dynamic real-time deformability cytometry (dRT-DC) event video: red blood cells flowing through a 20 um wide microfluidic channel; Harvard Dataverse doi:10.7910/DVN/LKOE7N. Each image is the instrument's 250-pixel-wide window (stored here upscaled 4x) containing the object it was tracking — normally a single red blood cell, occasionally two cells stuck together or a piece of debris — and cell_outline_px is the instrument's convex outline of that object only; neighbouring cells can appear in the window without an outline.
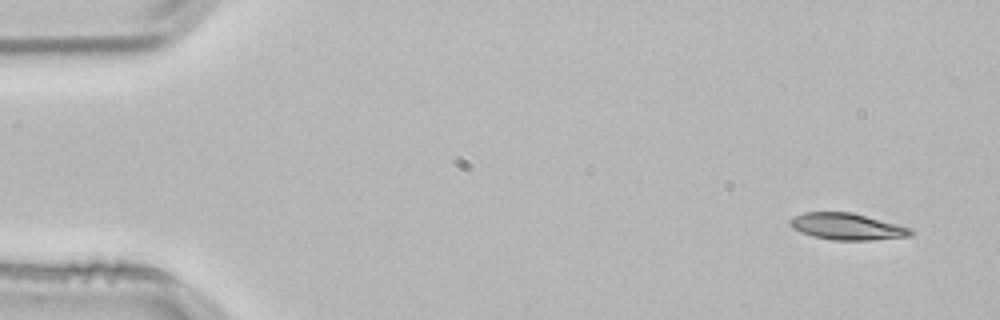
{"species": "common noctule bat (a hibernating species)", "species_latin": "Nyctalus noctula", "temperature_condition": "room temperature", "stored_images_in_passage": 3, "camera_frame_rate_fps": 3000, "um_per_image_px": 0.085, "animal": {"sex": "male", "body_mass_g": 21.5, "forearm_length_mm": 52.0}, "frame": {"image": 1, "passage_image": 1, "time_ms": 0.0, "image_size_px": [1000, 320], "cell_outline_px": [[912, 236], [872, 240], [832, 240], [812, 236], [800, 232], [792, 228], [788, 224], [788, 220], [804, 212], [852, 212], [912, 228]], "centroid_in_image_um": [71.98, 19.26], "position_along_channel_um": 13.0, "area_um2": 18.79}}
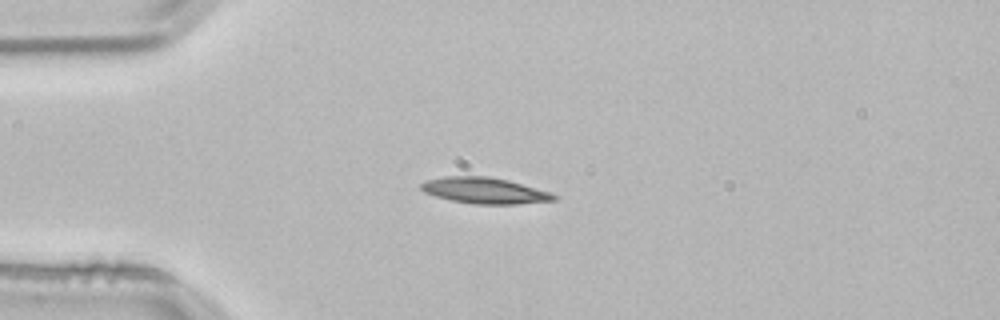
{"frame": {"image": 2, "passage_image": 3, "time_ms": 0.667, "image_size_px": [1000, 320], "cell_outline_px": [[560, 196], [556, 200], [516, 204], [472, 204], [452, 200], [436, 196], [424, 192], [420, 188], [420, 184], [428, 180], [444, 176], [488, 176], [508, 180], [552, 192]], "centroid_in_image_um": [41.24, 16.2], "position_along_channel_um": 43.8, "area_um2": 20.23}}